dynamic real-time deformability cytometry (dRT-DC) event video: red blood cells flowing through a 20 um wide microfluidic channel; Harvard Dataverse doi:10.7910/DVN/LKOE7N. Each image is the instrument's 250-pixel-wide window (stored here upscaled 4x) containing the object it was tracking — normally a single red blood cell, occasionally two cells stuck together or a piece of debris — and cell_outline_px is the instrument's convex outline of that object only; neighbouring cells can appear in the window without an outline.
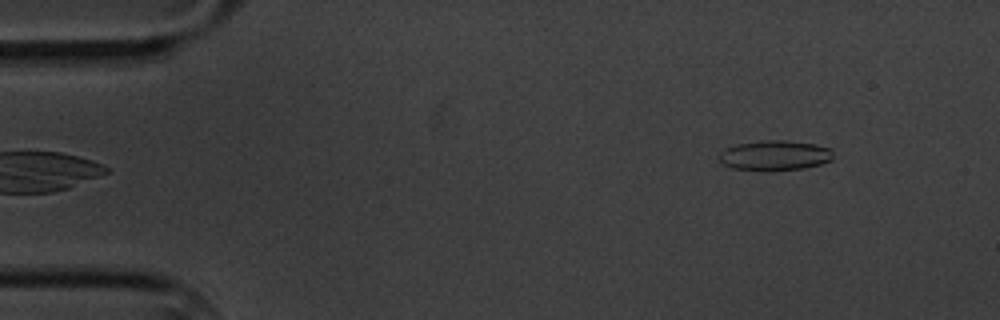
{"species": "common noctule bat (a hibernating species)", "species_latin": "Nyctalus noctula", "temperature_condition": "cold", "stored_images_in_passage": 6, "camera_frame_rate_fps": 3000, "um_per_image_px": 0.085, "animal": {"sex": "male", "body_mass_g": 20.1, "forearm_length_mm": 53.5}, "frame": {"image": 1, "passage_image": 6, "time_ms": 5.667, "image_size_px": [1000, 320], "cell_outline_px": [[832, 160], [820, 164], [804, 168], [768, 172], [760, 172], [732, 168], [724, 164], [720, 160], [720, 152], [724, 148], [736, 144], [764, 140], [784, 140], [816, 144], [832, 148]], "centroid_in_image_um": [65.85, 13.23], "position_along_channel_um": 19.1, "area_um2": 20.4}}